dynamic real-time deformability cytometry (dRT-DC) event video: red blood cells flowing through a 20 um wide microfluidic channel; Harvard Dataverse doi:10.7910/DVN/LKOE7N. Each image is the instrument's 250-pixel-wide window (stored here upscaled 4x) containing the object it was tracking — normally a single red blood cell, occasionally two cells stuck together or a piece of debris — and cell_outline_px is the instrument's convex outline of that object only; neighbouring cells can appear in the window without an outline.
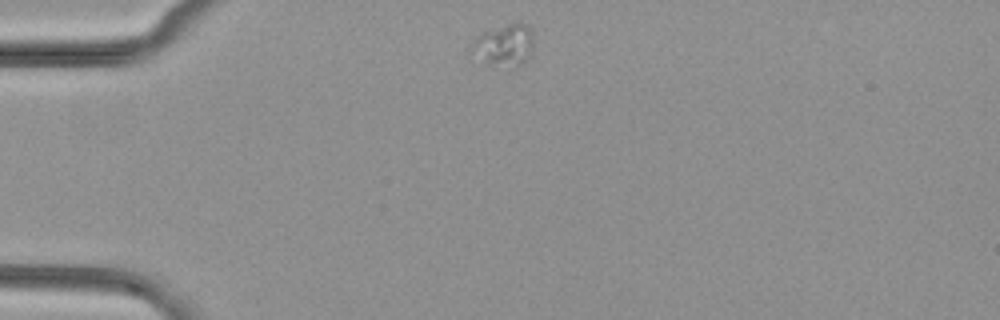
{"species": "common noctule bat (a hibernating species)", "species_latin": "Nyctalus noctula", "temperature_condition": "cold", "stored_images_in_passage": 11, "camera_frame_rate_fps": 3000, "um_per_image_px": 0.085, "animal": {"sex": "female", "body_mass_g": 29.2, "forearm_length_mm": 56.3}, "frame": {"image": 1, "passage_image": 1, "time_ms": 0.0, "image_size_px": [1000, 320], "cell_outline_px": [[532, 48], [528, 60], [520, 64], [488, 64], [468, 44], [476, 36], [484, 32], [516, 20], [520, 20], [528, 24], [532, 32]], "centroid_in_image_um": [42.91, 3.73], "position_along_channel_um": 42.1, "area_um2": 14.8}}